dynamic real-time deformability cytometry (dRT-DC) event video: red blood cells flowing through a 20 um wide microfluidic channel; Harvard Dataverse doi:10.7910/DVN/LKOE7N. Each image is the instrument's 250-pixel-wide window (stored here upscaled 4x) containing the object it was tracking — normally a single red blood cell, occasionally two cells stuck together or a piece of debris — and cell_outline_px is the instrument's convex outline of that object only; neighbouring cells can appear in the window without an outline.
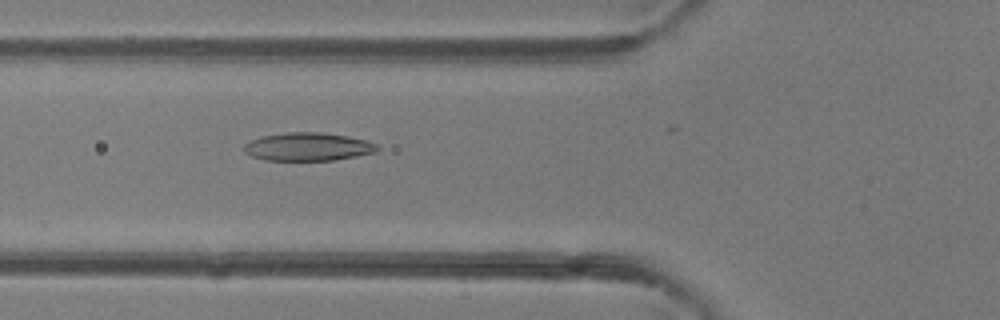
{"species": "common noctule bat (a hibernating species)", "species_latin": "Nyctalus noctula", "temperature_condition": "room temperature", "stored_images_in_passage": 35, "camera_frame_rate_fps": 3000, "um_per_image_px": 0.085, "animal": {"sex": "female"}, "frame": {"image": 1, "passage_image": 18, "time_ms": 5.667, "image_size_px": [1000, 320], "cell_outline_px": [[380, 148], [376, 152], [336, 160], [264, 160], [252, 156], [244, 152], [244, 144], [260, 136], [288, 132], [320, 132], [348, 136], [364, 140], [376, 144]], "centroid_in_image_um": [26.17, 12.47], "position_along_channel_um": 99.6, "area_um2": 21.85}}
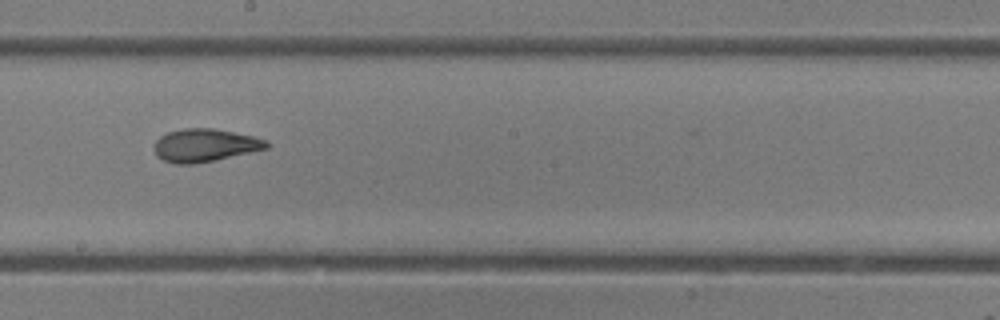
{"frame": {"image": 2, "passage_image": 27, "time_ms": 8.667, "image_size_px": [1000, 320], "cell_outline_px": [[272, 144], [268, 148], [216, 160], [192, 164], [176, 164], [164, 160], [156, 156], [152, 148], [156, 140], [160, 136], [168, 132], [184, 128], [212, 128], [252, 136], [268, 140]], "centroid_in_image_um": [17.4, 12.35], "position_along_channel_um": 230.8, "area_um2": 21.68}}
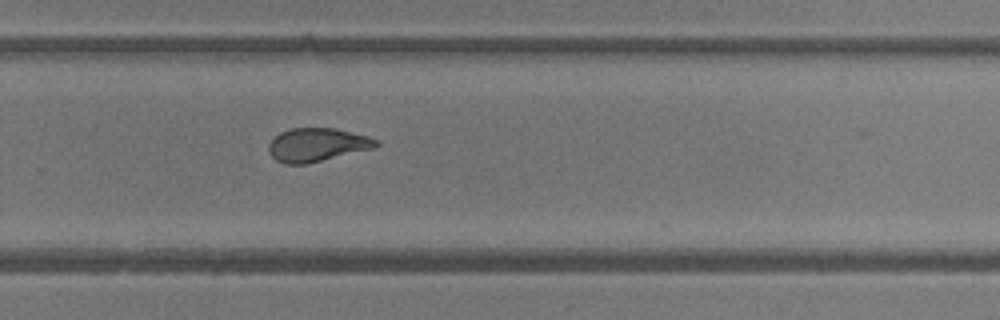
{"frame": {"image": 3, "passage_image": 32, "time_ms": 10.333, "image_size_px": [1000, 320], "cell_outline_px": [[380, 144], [376, 148], [304, 164], [284, 164], [276, 160], [268, 152], [268, 144], [280, 132], [292, 128], [336, 128], [368, 136], [376, 140]], "centroid_in_image_um": [26.95, 12.3], "position_along_channel_um": 302.8, "area_um2": 20.92}}